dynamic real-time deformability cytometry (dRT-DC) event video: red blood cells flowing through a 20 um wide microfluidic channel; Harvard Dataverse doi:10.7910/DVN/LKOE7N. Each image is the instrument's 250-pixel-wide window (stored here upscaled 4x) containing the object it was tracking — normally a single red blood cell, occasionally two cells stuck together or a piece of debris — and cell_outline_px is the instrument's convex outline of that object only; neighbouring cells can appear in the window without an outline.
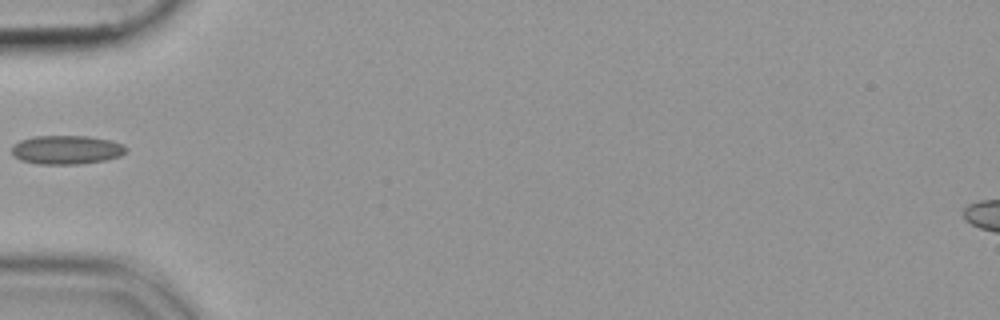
{"species": "common noctule bat (a hibernating species)", "species_latin": "Nyctalus noctula", "temperature_condition": "cold", "stored_images_in_passage": 17, "camera_frame_rate_fps": 3000, "um_per_image_px": 0.085, "animal": {"sex": "female", "body_mass_g": 19.9}, "frame": {"image": 1, "passage_image": 1, "time_ms": 0.0, "image_size_px": [1000, 320], "cell_outline_px": [[128, 148], [120, 156], [104, 160], [76, 164], [36, 164], [20, 160], [12, 156], [12, 144], [20, 140], [32, 136], [88, 136], [112, 140], [124, 144]], "centroid_in_image_um": [5.62, 12.72], "position_along_channel_um": 79.4, "area_um2": 19.42}}
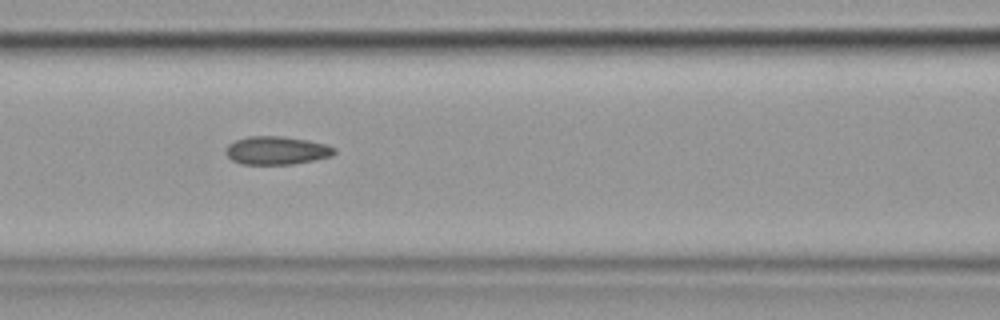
{"frame": {"image": 2, "passage_image": 6, "time_ms": 1.667, "image_size_px": [1000, 320], "cell_outline_px": [[336, 152], [332, 156], [292, 164], [240, 164], [232, 160], [224, 152], [228, 144], [236, 140], [248, 136], [284, 136], [308, 140], [328, 144], [336, 148]], "centroid_in_image_um": [23.52, 12.78], "position_along_channel_um": 143.1, "area_um2": 17.98}}